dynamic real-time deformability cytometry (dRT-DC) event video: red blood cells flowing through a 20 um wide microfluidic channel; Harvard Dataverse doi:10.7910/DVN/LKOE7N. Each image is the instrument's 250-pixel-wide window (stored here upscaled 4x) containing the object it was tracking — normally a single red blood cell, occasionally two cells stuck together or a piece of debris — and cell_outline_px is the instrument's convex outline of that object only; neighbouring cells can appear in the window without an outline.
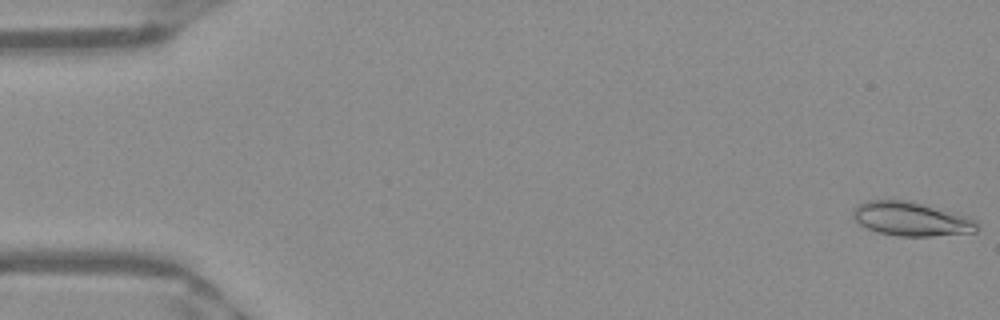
{"species": "Egyptian fruit bat (a non-hibernating species)", "species_latin": "Rousettus aegyptiacus", "temperature_condition": "warm", "stored_images_in_passage": 51, "camera_frame_rate_fps": 3000, "um_per_image_px": 0.085, "frame": {"image": 1, "passage_image": 1, "time_ms": 0.0, "image_size_px": [1000, 320], "cell_outline_px": [[980, 224], [976, 232], [932, 236], [900, 236], [880, 232], [868, 228], [860, 224], [852, 216], [852, 212], [856, 204], [868, 200], [908, 200], [972, 216]], "centroid_in_image_um": [77.52, 18.6], "position_along_channel_um": 7.5, "area_um2": 24.85}}
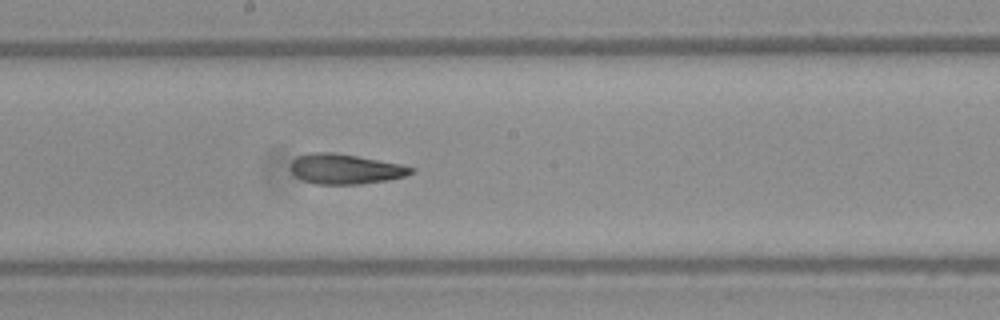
{"frame": {"image": 2, "passage_image": 28, "time_ms": 9.0, "image_size_px": [1000, 320], "cell_outline_px": [[416, 168], [412, 172], [404, 176], [388, 180], [360, 184], [316, 184], [304, 180], [296, 176], [292, 172], [292, 160], [296, 156], [312, 152], [332, 152], [356, 156], [400, 164]], "centroid_in_image_um": [29.34, 14.36], "position_along_channel_um": 218.9, "area_um2": 20.87}}
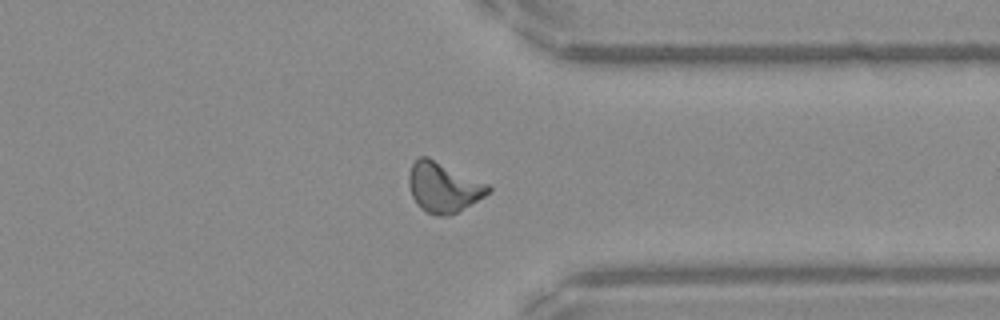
{"frame": {"image": 3, "passage_image": 40, "time_ms": 13.0, "image_size_px": [1000, 320], "cell_outline_px": [[492, 188], [484, 196], [456, 212], [448, 216], [436, 216], [420, 208], [416, 204], [412, 196], [408, 184], [408, 172], [412, 164], [420, 156], [428, 156], [488, 184]], "centroid_in_image_um": [37.64, 15.91], "position_along_channel_um": 373.8, "area_um2": 23.0}, "authors_computed_cell_mechanics": {"area_um2": 21.7328, "velocity_mm_per_s": 3.9592, "shape_relaxation_time_tau1_ms": 9.171, "shape_relaxation_time_tau2_ms": 1.5609, "deformation_change_tau1": 0.2364, "deformation_change_tau2": 0.0926}}